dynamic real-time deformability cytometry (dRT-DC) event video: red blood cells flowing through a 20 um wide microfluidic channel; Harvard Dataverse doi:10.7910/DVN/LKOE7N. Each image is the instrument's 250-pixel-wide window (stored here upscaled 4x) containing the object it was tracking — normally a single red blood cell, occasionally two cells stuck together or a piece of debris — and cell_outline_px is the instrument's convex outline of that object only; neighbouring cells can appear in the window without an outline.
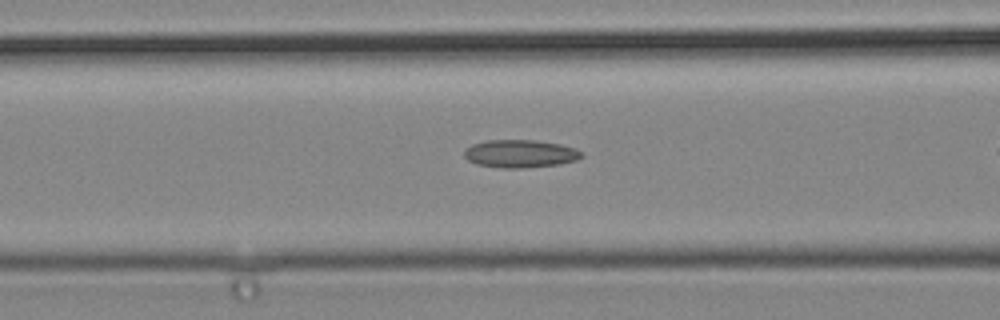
{"species": "common noctule bat (a hibernating species)", "species_latin": "Nyctalus noctula", "temperature_condition": "cold", "stored_images_in_passage": 15, "camera_frame_rate_fps": 3000, "um_per_image_px": 0.085, "animal": {"sex": "male", "body_mass_g": 19.2, "forearm_length_mm": 51.8}, "frame": {"image": 1, "passage_image": 9, "time_ms": 2.667, "image_size_px": [1000, 320], "cell_outline_px": [[584, 156], [576, 160], [560, 164], [524, 168], [504, 168], [476, 164], [468, 160], [464, 156], [464, 152], [472, 144], [488, 140], [536, 140], [560, 144], [576, 148], [584, 152]], "centroid_in_image_um": [44.27, 13.06], "position_along_channel_um": 122.3, "area_um2": 19.13}}